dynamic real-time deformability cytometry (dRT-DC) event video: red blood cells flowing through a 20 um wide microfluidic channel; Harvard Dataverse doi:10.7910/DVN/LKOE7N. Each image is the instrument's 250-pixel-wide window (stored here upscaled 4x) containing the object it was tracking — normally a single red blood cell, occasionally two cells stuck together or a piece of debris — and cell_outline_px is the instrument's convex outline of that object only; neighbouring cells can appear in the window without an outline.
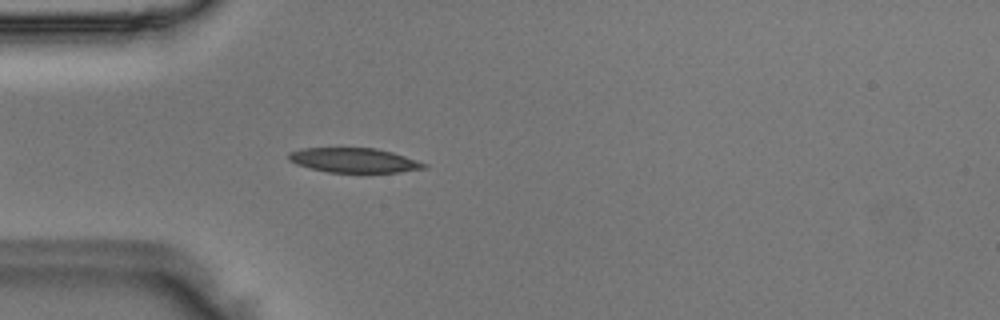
{"species": "Egyptian fruit bat (a non-hibernating species)", "species_latin": "Rousettus aegyptiacus", "temperature_condition": "room temperature", "stored_images_in_passage": 14, "camera_frame_rate_fps": 3000, "um_per_image_px": 0.085, "animal": {"sex": "male"}, "frame": {"image": 1, "passage_image": 5, "time_ms": 1.333, "image_size_px": [1000, 320], "cell_outline_px": [[428, 168], [400, 172], [328, 172], [296, 164], [288, 160], [288, 152], [300, 148], [376, 148], [392, 152], [428, 164]], "centroid_in_image_um": [30.09, 13.62], "position_along_channel_um": 54.9, "area_um2": 19.36}}
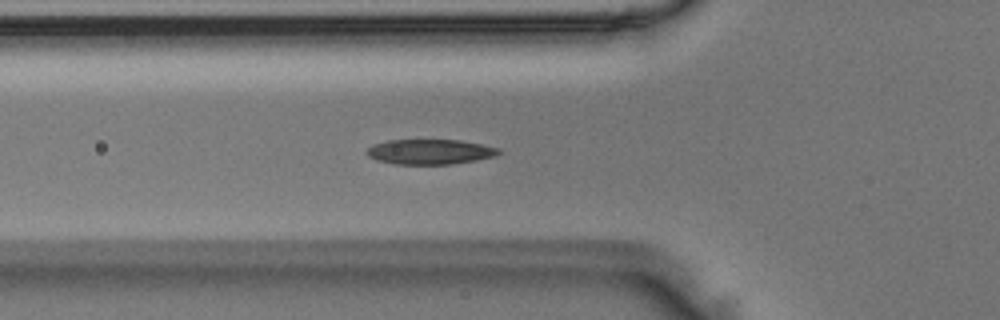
{"frame": {"image": 2, "passage_image": 8, "time_ms": 2.333, "image_size_px": [1000, 320], "cell_outline_px": [[504, 152], [496, 156], [476, 160], [452, 164], [392, 164], [376, 160], [368, 156], [364, 152], [372, 144], [388, 140], [460, 140], [500, 148]], "centroid_in_image_um": [36.54, 12.9], "position_along_channel_um": 89.3, "area_um2": 19.48}}
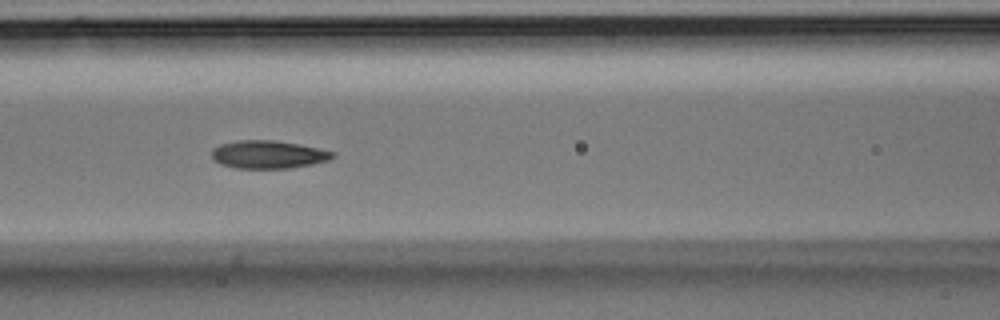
{"frame": {"image": 3, "passage_image": 12, "time_ms": 3.667, "image_size_px": [1000, 320], "cell_outline_px": [[336, 156], [328, 160], [312, 164], [292, 168], [236, 168], [220, 164], [212, 160], [212, 148], [220, 144], [236, 140], [272, 140], [296, 144], [336, 152]], "centroid_in_image_um": [22.76, 13.13], "position_along_channel_um": 143.8, "area_um2": 19.71}}